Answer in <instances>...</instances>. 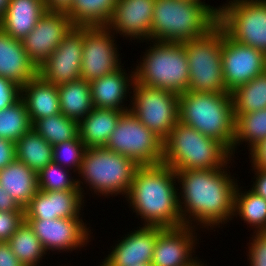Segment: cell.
I'll return each mask as SVG.
<instances>
[{
  "instance_id": "6da1fadb",
  "label": "cell",
  "mask_w": 266,
  "mask_h": 266,
  "mask_svg": "<svg viewBox=\"0 0 266 266\" xmlns=\"http://www.w3.org/2000/svg\"><path fill=\"white\" fill-rule=\"evenodd\" d=\"M234 160L232 158L218 169L175 171L179 209L184 225L204 229L202 232H215L231 223L234 215V193L241 181L234 177L238 174L232 175L230 172Z\"/></svg>"
},
{
  "instance_id": "7a4b0ae2",
  "label": "cell",
  "mask_w": 266,
  "mask_h": 266,
  "mask_svg": "<svg viewBox=\"0 0 266 266\" xmlns=\"http://www.w3.org/2000/svg\"><path fill=\"white\" fill-rule=\"evenodd\" d=\"M125 200L135 218H141L138 225L162 228L184 225L179 209L176 173L163 163L140 166Z\"/></svg>"
},
{
  "instance_id": "3957f363",
  "label": "cell",
  "mask_w": 266,
  "mask_h": 266,
  "mask_svg": "<svg viewBox=\"0 0 266 266\" xmlns=\"http://www.w3.org/2000/svg\"><path fill=\"white\" fill-rule=\"evenodd\" d=\"M218 10L206 1L155 0L150 40L183 42L204 36L218 23Z\"/></svg>"
},
{
  "instance_id": "277c9868",
  "label": "cell",
  "mask_w": 266,
  "mask_h": 266,
  "mask_svg": "<svg viewBox=\"0 0 266 266\" xmlns=\"http://www.w3.org/2000/svg\"><path fill=\"white\" fill-rule=\"evenodd\" d=\"M235 114L230 92L186 91L179 94V121L221 142L231 153Z\"/></svg>"
},
{
  "instance_id": "5b68a950",
  "label": "cell",
  "mask_w": 266,
  "mask_h": 266,
  "mask_svg": "<svg viewBox=\"0 0 266 266\" xmlns=\"http://www.w3.org/2000/svg\"><path fill=\"white\" fill-rule=\"evenodd\" d=\"M139 167L132 159L105 147L87 148L77 174L78 187L85 199L90 191L97 198H125Z\"/></svg>"
},
{
  "instance_id": "8992f818",
  "label": "cell",
  "mask_w": 266,
  "mask_h": 266,
  "mask_svg": "<svg viewBox=\"0 0 266 266\" xmlns=\"http://www.w3.org/2000/svg\"><path fill=\"white\" fill-rule=\"evenodd\" d=\"M232 158L221 142L180 121L163 140L162 163L174 171L218 169Z\"/></svg>"
},
{
  "instance_id": "52a82bcc",
  "label": "cell",
  "mask_w": 266,
  "mask_h": 266,
  "mask_svg": "<svg viewBox=\"0 0 266 266\" xmlns=\"http://www.w3.org/2000/svg\"><path fill=\"white\" fill-rule=\"evenodd\" d=\"M145 45L149 46L133 67L135 81L177 94L188 91L189 66L182 42L147 40Z\"/></svg>"
},
{
  "instance_id": "ba28073f",
  "label": "cell",
  "mask_w": 266,
  "mask_h": 266,
  "mask_svg": "<svg viewBox=\"0 0 266 266\" xmlns=\"http://www.w3.org/2000/svg\"><path fill=\"white\" fill-rule=\"evenodd\" d=\"M224 29L217 23L204 36L183 41L189 66L188 91L226 93L221 48Z\"/></svg>"
},
{
  "instance_id": "9c48e42d",
  "label": "cell",
  "mask_w": 266,
  "mask_h": 266,
  "mask_svg": "<svg viewBox=\"0 0 266 266\" xmlns=\"http://www.w3.org/2000/svg\"><path fill=\"white\" fill-rule=\"evenodd\" d=\"M218 6V24L225 33L266 55V0H227Z\"/></svg>"
},
{
  "instance_id": "30bf717a",
  "label": "cell",
  "mask_w": 266,
  "mask_h": 266,
  "mask_svg": "<svg viewBox=\"0 0 266 266\" xmlns=\"http://www.w3.org/2000/svg\"><path fill=\"white\" fill-rule=\"evenodd\" d=\"M130 112L164 140L179 122V94L134 81Z\"/></svg>"
},
{
  "instance_id": "8fae6325",
  "label": "cell",
  "mask_w": 266,
  "mask_h": 266,
  "mask_svg": "<svg viewBox=\"0 0 266 266\" xmlns=\"http://www.w3.org/2000/svg\"><path fill=\"white\" fill-rule=\"evenodd\" d=\"M105 148L132 159L139 166L161 164L163 159V140L130 110L121 115Z\"/></svg>"
},
{
  "instance_id": "7c38bea8",
  "label": "cell",
  "mask_w": 266,
  "mask_h": 266,
  "mask_svg": "<svg viewBox=\"0 0 266 266\" xmlns=\"http://www.w3.org/2000/svg\"><path fill=\"white\" fill-rule=\"evenodd\" d=\"M25 221L39 238L48 257L51 252L53 256L75 250V252L86 250L83 247L92 244L91 241L95 237L92 235L94 229L91 230L90 222L89 224L84 222L83 218L25 219Z\"/></svg>"
},
{
  "instance_id": "4fadbf2b",
  "label": "cell",
  "mask_w": 266,
  "mask_h": 266,
  "mask_svg": "<svg viewBox=\"0 0 266 266\" xmlns=\"http://www.w3.org/2000/svg\"><path fill=\"white\" fill-rule=\"evenodd\" d=\"M81 79L90 82L118 70L122 63L114 33L106 26L83 27Z\"/></svg>"
},
{
  "instance_id": "5bb4252c",
  "label": "cell",
  "mask_w": 266,
  "mask_h": 266,
  "mask_svg": "<svg viewBox=\"0 0 266 266\" xmlns=\"http://www.w3.org/2000/svg\"><path fill=\"white\" fill-rule=\"evenodd\" d=\"M221 60L226 89L230 93L266 71V55L261 50L238 43L225 32Z\"/></svg>"
},
{
  "instance_id": "9a60e30c",
  "label": "cell",
  "mask_w": 266,
  "mask_h": 266,
  "mask_svg": "<svg viewBox=\"0 0 266 266\" xmlns=\"http://www.w3.org/2000/svg\"><path fill=\"white\" fill-rule=\"evenodd\" d=\"M83 39V27L74 26L51 56L38 67V75L54 85L81 79Z\"/></svg>"
},
{
  "instance_id": "2e32d148",
  "label": "cell",
  "mask_w": 266,
  "mask_h": 266,
  "mask_svg": "<svg viewBox=\"0 0 266 266\" xmlns=\"http://www.w3.org/2000/svg\"><path fill=\"white\" fill-rule=\"evenodd\" d=\"M198 230L188 225L162 228L158 232L151 265L188 266L193 264L199 258L195 254L201 237L199 236L201 231L199 233Z\"/></svg>"
},
{
  "instance_id": "e0dca14e",
  "label": "cell",
  "mask_w": 266,
  "mask_h": 266,
  "mask_svg": "<svg viewBox=\"0 0 266 266\" xmlns=\"http://www.w3.org/2000/svg\"><path fill=\"white\" fill-rule=\"evenodd\" d=\"M154 5L155 0H118L106 27L116 37L144 43L150 40Z\"/></svg>"
},
{
  "instance_id": "ac0fdd59",
  "label": "cell",
  "mask_w": 266,
  "mask_h": 266,
  "mask_svg": "<svg viewBox=\"0 0 266 266\" xmlns=\"http://www.w3.org/2000/svg\"><path fill=\"white\" fill-rule=\"evenodd\" d=\"M160 226L140 225L115 241L97 266H133L151 263ZM125 235V236H124ZM117 242V243H116ZM115 244V245H114Z\"/></svg>"
},
{
  "instance_id": "d6986e66",
  "label": "cell",
  "mask_w": 266,
  "mask_h": 266,
  "mask_svg": "<svg viewBox=\"0 0 266 266\" xmlns=\"http://www.w3.org/2000/svg\"><path fill=\"white\" fill-rule=\"evenodd\" d=\"M74 26L66 13L46 11L21 42L31 60L39 67Z\"/></svg>"
},
{
  "instance_id": "ffe728a7",
  "label": "cell",
  "mask_w": 266,
  "mask_h": 266,
  "mask_svg": "<svg viewBox=\"0 0 266 266\" xmlns=\"http://www.w3.org/2000/svg\"><path fill=\"white\" fill-rule=\"evenodd\" d=\"M86 202L81 190H39L24 209L25 219L83 218Z\"/></svg>"
},
{
  "instance_id": "44dd1931",
  "label": "cell",
  "mask_w": 266,
  "mask_h": 266,
  "mask_svg": "<svg viewBox=\"0 0 266 266\" xmlns=\"http://www.w3.org/2000/svg\"><path fill=\"white\" fill-rule=\"evenodd\" d=\"M134 81V68L128 71L124 68V64L118 70L90 81L93 107L128 111Z\"/></svg>"
},
{
  "instance_id": "7402d4cb",
  "label": "cell",
  "mask_w": 266,
  "mask_h": 266,
  "mask_svg": "<svg viewBox=\"0 0 266 266\" xmlns=\"http://www.w3.org/2000/svg\"><path fill=\"white\" fill-rule=\"evenodd\" d=\"M0 76L22 87L38 76V67L25 51L21 40L0 28Z\"/></svg>"
},
{
  "instance_id": "603a6c76",
  "label": "cell",
  "mask_w": 266,
  "mask_h": 266,
  "mask_svg": "<svg viewBox=\"0 0 266 266\" xmlns=\"http://www.w3.org/2000/svg\"><path fill=\"white\" fill-rule=\"evenodd\" d=\"M46 11L43 0H10L0 18V28L11 37L22 40Z\"/></svg>"
},
{
  "instance_id": "cb8c5ba5",
  "label": "cell",
  "mask_w": 266,
  "mask_h": 266,
  "mask_svg": "<svg viewBox=\"0 0 266 266\" xmlns=\"http://www.w3.org/2000/svg\"><path fill=\"white\" fill-rule=\"evenodd\" d=\"M21 99L32 124L41 118L61 113L57 85L44 81L39 75L21 87Z\"/></svg>"
},
{
  "instance_id": "d4e9b609",
  "label": "cell",
  "mask_w": 266,
  "mask_h": 266,
  "mask_svg": "<svg viewBox=\"0 0 266 266\" xmlns=\"http://www.w3.org/2000/svg\"><path fill=\"white\" fill-rule=\"evenodd\" d=\"M124 111L93 108L79 122V137L86 148L105 147Z\"/></svg>"
},
{
  "instance_id": "484cf974",
  "label": "cell",
  "mask_w": 266,
  "mask_h": 266,
  "mask_svg": "<svg viewBox=\"0 0 266 266\" xmlns=\"http://www.w3.org/2000/svg\"><path fill=\"white\" fill-rule=\"evenodd\" d=\"M0 185L23 209L39 191L37 174L18 160L0 170Z\"/></svg>"
},
{
  "instance_id": "4316f807",
  "label": "cell",
  "mask_w": 266,
  "mask_h": 266,
  "mask_svg": "<svg viewBox=\"0 0 266 266\" xmlns=\"http://www.w3.org/2000/svg\"><path fill=\"white\" fill-rule=\"evenodd\" d=\"M238 184L234 193L233 220L239 217L250 231L253 230L252 233L266 232V200L250 188L245 189L242 183Z\"/></svg>"
},
{
  "instance_id": "83f0119b",
  "label": "cell",
  "mask_w": 266,
  "mask_h": 266,
  "mask_svg": "<svg viewBox=\"0 0 266 266\" xmlns=\"http://www.w3.org/2000/svg\"><path fill=\"white\" fill-rule=\"evenodd\" d=\"M61 113L80 122L92 111L90 83L79 79L57 85Z\"/></svg>"
},
{
  "instance_id": "f1b7e54d",
  "label": "cell",
  "mask_w": 266,
  "mask_h": 266,
  "mask_svg": "<svg viewBox=\"0 0 266 266\" xmlns=\"http://www.w3.org/2000/svg\"><path fill=\"white\" fill-rule=\"evenodd\" d=\"M16 160L26 164L36 174L53 161V146L33 128L16 143Z\"/></svg>"
},
{
  "instance_id": "f546056e",
  "label": "cell",
  "mask_w": 266,
  "mask_h": 266,
  "mask_svg": "<svg viewBox=\"0 0 266 266\" xmlns=\"http://www.w3.org/2000/svg\"><path fill=\"white\" fill-rule=\"evenodd\" d=\"M235 118V138L232 147L233 158H237L235 154H238L237 150L242 145H247L249 153L256 145L266 139V108L250 113L235 114Z\"/></svg>"
},
{
  "instance_id": "4dcf8cb0",
  "label": "cell",
  "mask_w": 266,
  "mask_h": 266,
  "mask_svg": "<svg viewBox=\"0 0 266 266\" xmlns=\"http://www.w3.org/2000/svg\"><path fill=\"white\" fill-rule=\"evenodd\" d=\"M118 0H73L66 15L75 26H106Z\"/></svg>"
},
{
  "instance_id": "1f68e13d",
  "label": "cell",
  "mask_w": 266,
  "mask_h": 266,
  "mask_svg": "<svg viewBox=\"0 0 266 266\" xmlns=\"http://www.w3.org/2000/svg\"><path fill=\"white\" fill-rule=\"evenodd\" d=\"M7 242L13 253L25 266H43L41 264L44 262L42 259L46 258V255L48 256L39 238L26 221Z\"/></svg>"
},
{
  "instance_id": "d6a6232c",
  "label": "cell",
  "mask_w": 266,
  "mask_h": 266,
  "mask_svg": "<svg viewBox=\"0 0 266 266\" xmlns=\"http://www.w3.org/2000/svg\"><path fill=\"white\" fill-rule=\"evenodd\" d=\"M32 128L52 146L79 138V122L62 113L36 120Z\"/></svg>"
},
{
  "instance_id": "836d02e7",
  "label": "cell",
  "mask_w": 266,
  "mask_h": 266,
  "mask_svg": "<svg viewBox=\"0 0 266 266\" xmlns=\"http://www.w3.org/2000/svg\"><path fill=\"white\" fill-rule=\"evenodd\" d=\"M234 114L266 108V71L236 88L232 93Z\"/></svg>"
},
{
  "instance_id": "e575fe53",
  "label": "cell",
  "mask_w": 266,
  "mask_h": 266,
  "mask_svg": "<svg viewBox=\"0 0 266 266\" xmlns=\"http://www.w3.org/2000/svg\"><path fill=\"white\" fill-rule=\"evenodd\" d=\"M31 128L29 113L21 98L12 106L0 110V138L16 143Z\"/></svg>"
},
{
  "instance_id": "d590c367",
  "label": "cell",
  "mask_w": 266,
  "mask_h": 266,
  "mask_svg": "<svg viewBox=\"0 0 266 266\" xmlns=\"http://www.w3.org/2000/svg\"><path fill=\"white\" fill-rule=\"evenodd\" d=\"M71 171L52 161L37 173L38 189L40 191L80 190L77 175Z\"/></svg>"
},
{
  "instance_id": "8d00e7d4",
  "label": "cell",
  "mask_w": 266,
  "mask_h": 266,
  "mask_svg": "<svg viewBox=\"0 0 266 266\" xmlns=\"http://www.w3.org/2000/svg\"><path fill=\"white\" fill-rule=\"evenodd\" d=\"M86 149L80 137L58 143L53 146V162L72 170L77 175Z\"/></svg>"
},
{
  "instance_id": "74e56055",
  "label": "cell",
  "mask_w": 266,
  "mask_h": 266,
  "mask_svg": "<svg viewBox=\"0 0 266 266\" xmlns=\"http://www.w3.org/2000/svg\"><path fill=\"white\" fill-rule=\"evenodd\" d=\"M245 247L248 266H266V232L250 234Z\"/></svg>"
},
{
  "instance_id": "f35d334b",
  "label": "cell",
  "mask_w": 266,
  "mask_h": 266,
  "mask_svg": "<svg viewBox=\"0 0 266 266\" xmlns=\"http://www.w3.org/2000/svg\"><path fill=\"white\" fill-rule=\"evenodd\" d=\"M25 221V211H0V242H7Z\"/></svg>"
},
{
  "instance_id": "ab89813d",
  "label": "cell",
  "mask_w": 266,
  "mask_h": 266,
  "mask_svg": "<svg viewBox=\"0 0 266 266\" xmlns=\"http://www.w3.org/2000/svg\"><path fill=\"white\" fill-rule=\"evenodd\" d=\"M21 98V87L0 76V110L12 106Z\"/></svg>"
},
{
  "instance_id": "60d3db41",
  "label": "cell",
  "mask_w": 266,
  "mask_h": 266,
  "mask_svg": "<svg viewBox=\"0 0 266 266\" xmlns=\"http://www.w3.org/2000/svg\"><path fill=\"white\" fill-rule=\"evenodd\" d=\"M251 173L254 174L253 180L251 181L248 187L255 192L257 195H260L266 200V169L259 168L251 164Z\"/></svg>"
},
{
  "instance_id": "b9f144b4",
  "label": "cell",
  "mask_w": 266,
  "mask_h": 266,
  "mask_svg": "<svg viewBox=\"0 0 266 266\" xmlns=\"http://www.w3.org/2000/svg\"><path fill=\"white\" fill-rule=\"evenodd\" d=\"M16 160L15 142L0 138V170Z\"/></svg>"
},
{
  "instance_id": "7bdbcfd3",
  "label": "cell",
  "mask_w": 266,
  "mask_h": 266,
  "mask_svg": "<svg viewBox=\"0 0 266 266\" xmlns=\"http://www.w3.org/2000/svg\"><path fill=\"white\" fill-rule=\"evenodd\" d=\"M248 154L250 164L266 169V139L256 145Z\"/></svg>"
},
{
  "instance_id": "ee69618b",
  "label": "cell",
  "mask_w": 266,
  "mask_h": 266,
  "mask_svg": "<svg viewBox=\"0 0 266 266\" xmlns=\"http://www.w3.org/2000/svg\"><path fill=\"white\" fill-rule=\"evenodd\" d=\"M0 266H25L13 253L8 242H0Z\"/></svg>"
},
{
  "instance_id": "f6af8a7d",
  "label": "cell",
  "mask_w": 266,
  "mask_h": 266,
  "mask_svg": "<svg viewBox=\"0 0 266 266\" xmlns=\"http://www.w3.org/2000/svg\"><path fill=\"white\" fill-rule=\"evenodd\" d=\"M0 211H25L0 185Z\"/></svg>"
},
{
  "instance_id": "bcb514c9",
  "label": "cell",
  "mask_w": 266,
  "mask_h": 266,
  "mask_svg": "<svg viewBox=\"0 0 266 266\" xmlns=\"http://www.w3.org/2000/svg\"><path fill=\"white\" fill-rule=\"evenodd\" d=\"M47 11L67 13L73 3V0H43Z\"/></svg>"
},
{
  "instance_id": "7dc6e473",
  "label": "cell",
  "mask_w": 266,
  "mask_h": 266,
  "mask_svg": "<svg viewBox=\"0 0 266 266\" xmlns=\"http://www.w3.org/2000/svg\"><path fill=\"white\" fill-rule=\"evenodd\" d=\"M10 0H0V18L4 15L7 10V6Z\"/></svg>"
},
{
  "instance_id": "c3c4849f",
  "label": "cell",
  "mask_w": 266,
  "mask_h": 266,
  "mask_svg": "<svg viewBox=\"0 0 266 266\" xmlns=\"http://www.w3.org/2000/svg\"><path fill=\"white\" fill-rule=\"evenodd\" d=\"M201 258L199 257L193 264H191V265H188V266H200L204 261H206V260H204L203 258L200 260ZM203 260V261H202Z\"/></svg>"
},
{
  "instance_id": "681fc988",
  "label": "cell",
  "mask_w": 266,
  "mask_h": 266,
  "mask_svg": "<svg viewBox=\"0 0 266 266\" xmlns=\"http://www.w3.org/2000/svg\"><path fill=\"white\" fill-rule=\"evenodd\" d=\"M133 266H152L151 263H138Z\"/></svg>"
},
{
  "instance_id": "f907efd6",
  "label": "cell",
  "mask_w": 266,
  "mask_h": 266,
  "mask_svg": "<svg viewBox=\"0 0 266 266\" xmlns=\"http://www.w3.org/2000/svg\"><path fill=\"white\" fill-rule=\"evenodd\" d=\"M207 264H209V262L207 263V260H206V262L204 261L200 266H208Z\"/></svg>"
}]
</instances>
